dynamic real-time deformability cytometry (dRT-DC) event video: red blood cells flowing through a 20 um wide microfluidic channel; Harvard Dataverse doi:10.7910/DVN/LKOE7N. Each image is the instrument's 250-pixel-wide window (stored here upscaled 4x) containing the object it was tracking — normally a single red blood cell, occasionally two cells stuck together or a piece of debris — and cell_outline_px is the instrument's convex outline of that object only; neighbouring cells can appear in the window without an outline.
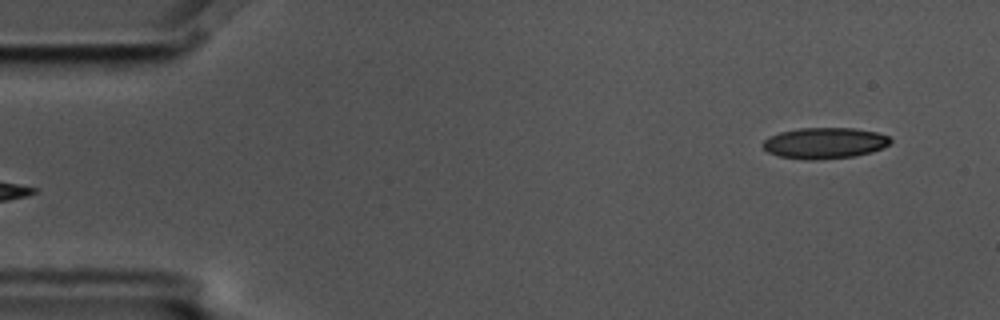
{"species": "common noctule bat (a hibernating species)", "species_latin": "Nyctalus noctula", "temperature_condition": "cold", "stored_images_in_passage": 5, "segment_of_instrument_passage": [2, 2], "camera_frame_rate_fps": 3000, "um_per_image_px": 0.085, "animal": {"sex": "male", "body_mass_g": 17.5, "forearm_length_mm": 52.3}, "frame": {"image": 1, "passage_image": 5, "time_ms": 1.333, "image_size_px": [1000, 320], "cell_outline_px": [[892, 140], [888, 144], [872, 152], [852, 156], [816, 160], [804, 160], [780, 156], [768, 152], [760, 144], [768, 136], [780, 132], [800, 128], [852, 128], [876, 132], [888, 136]], "centroid_in_image_um": [70.04, 12.16], "position_along_channel_um": 15.0, "area_um2": 23.0}}